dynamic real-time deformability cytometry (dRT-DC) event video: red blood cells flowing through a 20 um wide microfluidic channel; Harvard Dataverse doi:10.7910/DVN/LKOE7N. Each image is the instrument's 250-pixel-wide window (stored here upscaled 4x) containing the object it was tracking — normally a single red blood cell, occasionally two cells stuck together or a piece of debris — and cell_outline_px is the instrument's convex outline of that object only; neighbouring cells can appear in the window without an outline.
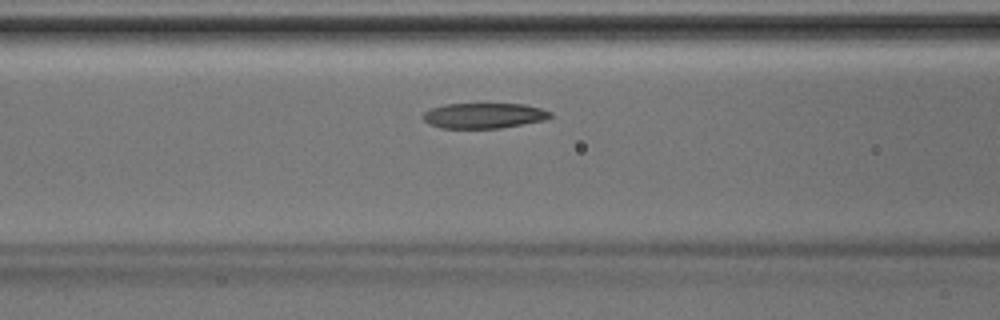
{"species": "Egyptian fruit bat (a non-hibernating species)", "species_latin": "Rousettus aegyptiacus", "temperature_condition": "room temperature", "stored_images_in_passage": 34, "camera_frame_rate_fps": 3000, "um_per_image_px": 0.085, "animal": {"sex": "male"}, "frame": {"image": 1, "passage_image": 8, "time_ms": 2.333, "image_size_px": [1000, 320], "cell_outline_px": [[552, 116], [544, 120], [500, 128], [440, 128], [428, 124], [424, 120], [424, 112], [432, 108], [444, 104], [524, 104], [540, 108], [552, 112]], "centroid_in_image_um": [41.12, 9.83], "position_along_channel_um": 125.5, "area_um2": 18.73}}
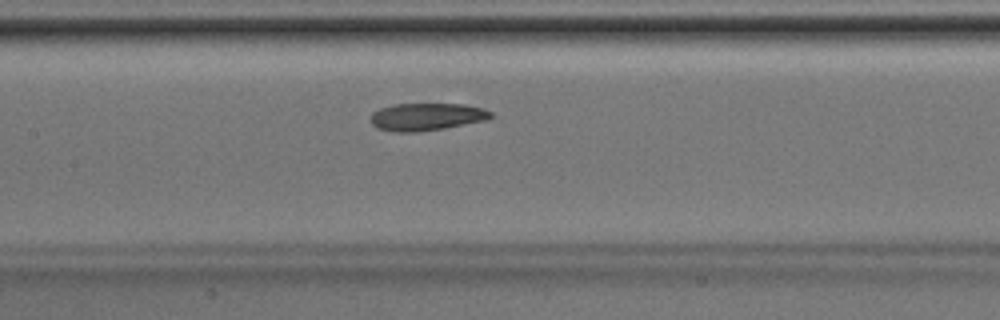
{"frame": {"image": 2, "passage_image": 11, "time_ms": 3.333, "image_size_px": [1000, 320], "cell_outline_px": [[492, 116], [484, 120], [444, 128], [420, 132], [396, 132], [376, 128], [368, 120], [372, 112], [380, 108], [392, 104], [464, 104], [484, 108], [492, 112]], "centroid_in_image_um": [36.19, 9.92], "position_along_channel_um": 171.2, "area_um2": 19.36}}
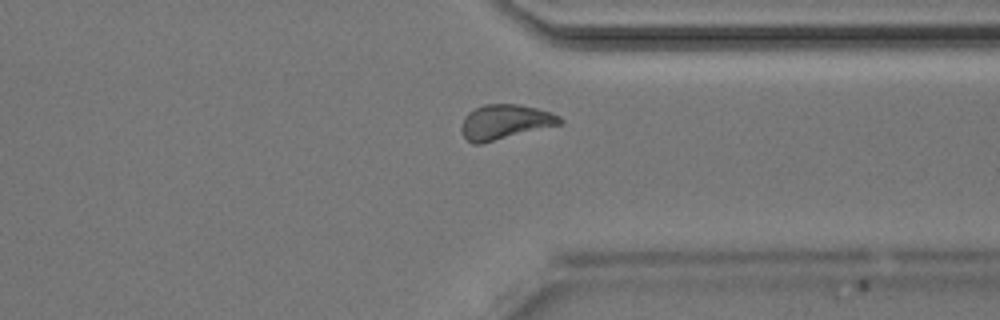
{"frame": {"image": 3, "passage_image": 24, "time_ms": 7.667, "image_size_px": [1000, 320], "cell_outline_px": [[564, 124], [480, 144], [472, 144], [464, 136], [460, 128], [464, 116], [468, 112], [484, 104], [520, 104], [536, 108], [560, 116], [564, 120]], "centroid_in_image_um": [42.94, 10.37], "position_along_channel_um": 368.5, "area_um2": 20.11}}